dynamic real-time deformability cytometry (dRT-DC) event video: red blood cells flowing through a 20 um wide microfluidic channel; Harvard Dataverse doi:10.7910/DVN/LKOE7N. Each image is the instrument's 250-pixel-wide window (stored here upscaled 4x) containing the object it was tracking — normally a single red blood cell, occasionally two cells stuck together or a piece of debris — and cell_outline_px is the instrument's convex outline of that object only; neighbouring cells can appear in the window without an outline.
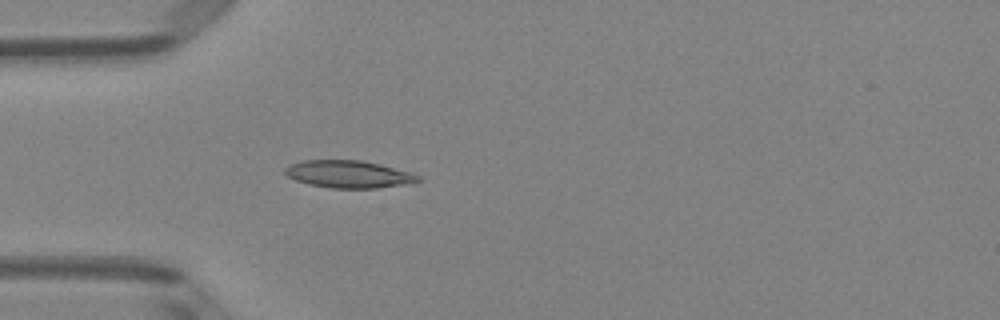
{"species": "Egyptian fruit bat (a non-hibernating species)", "species_latin": "Rousettus aegyptiacus", "temperature_condition": "room temperature", "stored_images_in_passage": 5, "camera_frame_rate_fps": 3000, "um_per_image_px": 0.085, "animal": {"sex": "female"}, "frame": {"image": 1, "passage_image": 5, "time_ms": 1.333, "image_size_px": [1000, 320], "cell_outline_px": [[420, 180], [412, 184], [376, 188], [332, 188], [308, 184], [296, 180], [288, 176], [284, 172], [284, 168], [288, 164], [304, 160], [360, 160], [380, 164], [408, 172], [420, 176]], "centroid_in_image_um": [29.62, 14.81], "position_along_channel_um": 55.4, "area_um2": 21.27}}